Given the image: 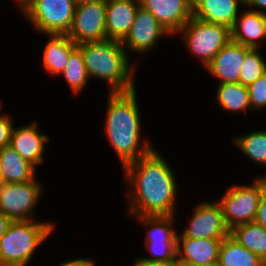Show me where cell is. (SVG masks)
<instances>
[{"mask_svg": "<svg viewBox=\"0 0 266 266\" xmlns=\"http://www.w3.org/2000/svg\"><path fill=\"white\" fill-rule=\"evenodd\" d=\"M244 5L249 9L266 13V0H244Z\"/></svg>", "mask_w": 266, "mask_h": 266, "instance_id": "836d02e7", "label": "cell"}, {"mask_svg": "<svg viewBox=\"0 0 266 266\" xmlns=\"http://www.w3.org/2000/svg\"><path fill=\"white\" fill-rule=\"evenodd\" d=\"M14 119L13 117L0 118V149L10 143L12 128L16 125Z\"/></svg>", "mask_w": 266, "mask_h": 266, "instance_id": "f546056e", "label": "cell"}, {"mask_svg": "<svg viewBox=\"0 0 266 266\" xmlns=\"http://www.w3.org/2000/svg\"><path fill=\"white\" fill-rule=\"evenodd\" d=\"M196 266H220L218 262L216 263H211V264H206V265H196Z\"/></svg>", "mask_w": 266, "mask_h": 266, "instance_id": "74e56055", "label": "cell"}, {"mask_svg": "<svg viewBox=\"0 0 266 266\" xmlns=\"http://www.w3.org/2000/svg\"><path fill=\"white\" fill-rule=\"evenodd\" d=\"M32 0H13V6H17V12H20ZM19 10V11H18Z\"/></svg>", "mask_w": 266, "mask_h": 266, "instance_id": "d590c367", "label": "cell"}, {"mask_svg": "<svg viewBox=\"0 0 266 266\" xmlns=\"http://www.w3.org/2000/svg\"><path fill=\"white\" fill-rule=\"evenodd\" d=\"M44 183L37 176L23 183H1L0 212L11 221L41 220L36 211L43 200Z\"/></svg>", "mask_w": 266, "mask_h": 266, "instance_id": "ba28073f", "label": "cell"}, {"mask_svg": "<svg viewBox=\"0 0 266 266\" xmlns=\"http://www.w3.org/2000/svg\"><path fill=\"white\" fill-rule=\"evenodd\" d=\"M46 42L43 46L42 57L40 58L42 70L51 76H58L65 69L70 57V53L77 45L67 36V34H45Z\"/></svg>", "mask_w": 266, "mask_h": 266, "instance_id": "d6986e66", "label": "cell"}, {"mask_svg": "<svg viewBox=\"0 0 266 266\" xmlns=\"http://www.w3.org/2000/svg\"><path fill=\"white\" fill-rule=\"evenodd\" d=\"M249 183H234L224 189L225 193L215 198L220 204L229 230L233 227L255 222L261 197L266 191L264 176L252 177Z\"/></svg>", "mask_w": 266, "mask_h": 266, "instance_id": "5b68a950", "label": "cell"}, {"mask_svg": "<svg viewBox=\"0 0 266 266\" xmlns=\"http://www.w3.org/2000/svg\"><path fill=\"white\" fill-rule=\"evenodd\" d=\"M255 222L266 229V191L261 197Z\"/></svg>", "mask_w": 266, "mask_h": 266, "instance_id": "d6a6232c", "label": "cell"}, {"mask_svg": "<svg viewBox=\"0 0 266 266\" xmlns=\"http://www.w3.org/2000/svg\"><path fill=\"white\" fill-rule=\"evenodd\" d=\"M229 236L266 264V229L263 226L256 222L241 224L233 227Z\"/></svg>", "mask_w": 266, "mask_h": 266, "instance_id": "cb8c5ba5", "label": "cell"}, {"mask_svg": "<svg viewBox=\"0 0 266 266\" xmlns=\"http://www.w3.org/2000/svg\"><path fill=\"white\" fill-rule=\"evenodd\" d=\"M138 89L107 92L102 134L108 147L121 162V168L147 155L155 148L147 134L144 137ZM142 123V124H141ZM105 134V135H104Z\"/></svg>", "mask_w": 266, "mask_h": 266, "instance_id": "7a4b0ae2", "label": "cell"}, {"mask_svg": "<svg viewBox=\"0 0 266 266\" xmlns=\"http://www.w3.org/2000/svg\"><path fill=\"white\" fill-rule=\"evenodd\" d=\"M216 93H214V103H216L224 113L234 116L247 114L248 110L252 113L249 102V92L247 86L239 82L236 83H220L216 85Z\"/></svg>", "mask_w": 266, "mask_h": 266, "instance_id": "44dd1931", "label": "cell"}, {"mask_svg": "<svg viewBox=\"0 0 266 266\" xmlns=\"http://www.w3.org/2000/svg\"><path fill=\"white\" fill-rule=\"evenodd\" d=\"M167 37L173 38L150 12L140 6L130 32L121 43L128 56L139 66L143 61L140 58L153 53L161 40Z\"/></svg>", "mask_w": 266, "mask_h": 266, "instance_id": "9c48e42d", "label": "cell"}, {"mask_svg": "<svg viewBox=\"0 0 266 266\" xmlns=\"http://www.w3.org/2000/svg\"><path fill=\"white\" fill-rule=\"evenodd\" d=\"M30 163L23 159L11 146L0 149L1 183H23L38 176Z\"/></svg>", "mask_w": 266, "mask_h": 266, "instance_id": "7402d4cb", "label": "cell"}, {"mask_svg": "<svg viewBox=\"0 0 266 266\" xmlns=\"http://www.w3.org/2000/svg\"><path fill=\"white\" fill-rule=\"evenodd\" d=\"M139 0H106L107 39L122 42L134 23Z\"/></svg>", "mask_w": 266, "mask_h": 266, "instance_id": "e0dca14e", "label": "cell"}, {"mask_svg": "<svg viewBox=\"0 0 266 266\" xmlns=\"http://www.w3.org/2000/svg\"><path fill=\"white\" fill-rule=\"evenodd\" d=\"M193 59L205 69L214 56L231 40L227 26L205 22L192 17L175 35Z\"/></svg>", "mask_w": 266, "mask_h": 266, "instance_id": "8992f818", "label": "cell"}, {"mask_svg": "<svg viewBox=\"0 0 266 266\" xmlns=\"http://www.w3.org/2000/svg\"><path fill=\"white\" fill-rule=\"evenodd\" d=\"M40 122L33 119L29 124L17 125L12 128L10 143L11 146L23 159L30 163L36 170L42 166L46 158V145L51 137L43 133Z\"/></svg>", "mask_w": 266, "mask_h": 266, "instance_id": "7c38bea8", "label": "cell"}, {"mask_svg": "<svg viewBox=\"0 0 266 266\" xmlns=\"http://www.w3.org/2000/svg\"><path fill=\"white\" fill-rule=\"evenodd\" d=\"M59 77H62L72 96H78L82 94L85 88L90 85V78L87 74L85 63L83 60L81 50L76 47L71 53L68 59L67 66L61 72Z\"/></svg>", "mask_w": 266, "mask_h": 266, "instance_id": "484cf974", "label": "cell"}, {"mask_svg": "<svg viewBox=\"0 0 266 266\" xmlns=\"http://www.w3.org/2000/svg\"><path fill=\"white\" fill-rule=\"evenodd\" d=\"M231 40L251 49L266 50L264 14L244 7L230 29Z\"/></svg>", "mask_w": 266, "mask_h": 266, "instance_id": "2e32d148", "label": "cell"}, {"mask_svg": "<svg viewBox=\"0 0 266 266\" xmlns=\"http://www.w3.org/2000/svg\"><path fill=\"white\" fill-rule=\"evenodd\" d=\"M249 102L252 112L259 113L266 110V73L260 76L248 87Z\"/></svg>", "mask_w": 266, "mask_h": 266, "instance_id": "f1b7e54d", "label": "cell"}, {"mask_svg": "<svg viewBox=\"0 0 266 266\" xmlns=\"http://www.w3.org/2000/svg\"><path fill=\"white\" fill-rule=\"evenodd\" d=\"M67 36L76 45L107 40L106 0L77 3Z\"/></svg>", "mask_w": 266, "mask_h": 266, "instance_id": "8fae6325", "label": "cell"}, {"mask_svg": "<svg viewBox=\"0 0 266 266\" xmlns=\"http://www.w3.org/2000/svg\"><path fill=\"white\" fill-rule=\"evenodd\" d=\"M205 199L197 200L198 203L195 202L193 211L191 210V214L189 212L187 214L189 215L187 222L183 223L187 225L178 229L177 237L210 239L226 238L230 235L220 204L216 199L214 202L212 199H208V196Z\"/></svg>", "mask_w": 266, "mask_h": 266, "instance_id": "30bf717a", "label": "cell"}, {"mask_svg": "<svg viewBox=\"0 0 266 266\" xmlns=\"http://www.w3.org/2000/svg\"><path fill=\"white\" fill-rule=\"evenodd\" d=\"M76 4L75 0H32L19 13L39 36L67 34Z\"/></svg>", "mask_w": 266, "mask_h": 266, "instance_id": "52a82bcc", "label": "cell"}, {"mask_svg": "<svg viewBox=\"0 0 266 266\" xmlns=\"http://www.w3.org/2000/svg\"><path fill=\"white\" fill-rule=\"evenodd\" d=\"M131 266H180L177 262H157L150 261L140 257L139 255L131 262Z\"/></svg>", "mask_w": 266, "mask_h": 266, "instance_id": "1f68e13d", "label": "cell"}, {"mask_svg": "<svg viewBox=\"0 0 266 266\" xmlns=\"http://www.w3.org/2000/svg\"><path fill=\"white\" fill-rule=\"evenodd\" d=\"M251 48L230 40L205 68L217 84L239 82L240 71L246 53ZM219 82V83H218Z\"/></svg>", "mask_w": 266, "mask_h": 266, "instance_id": "5bb4252c", "label": "cell"}, {"mask_svg": "<svg viewBox=\"0 0 266 266\" xmlns=\"http://www.w3.org/2000/svg\"><path fill=\"white\" fill-rule=\"evenodd\" d=\"M10 222L11 220L7 216H5L3 213L0 212V238L6 232Z\"/></svg>", "mask_w": 266, "mask_h": 266, "instance_id": "e575fe53", "label": "cell"}, {"mask_svg": "<svg viewBox=\"0 0 266 266\" xmlns=\"http://www.w3.org/2000/svg\"><path fill=\"white\" fill-rule=\"evenodd\" d=\"M56 223L44 219L11 221L0 238V266L31 265L36 251L57 231Z\"/></svg>", "mask_w": 266, "mask_h": 266, "instance_id": "277c9868", "label": "cell"}, {"mask_svg": "<svg viewBox=\"0 0 266 266\" xmlns=\"http://www.w3.org/2000/svg\"><path fill=\"white\" fill-rule=\"evenodd\" d=\"M81 50L90 81L106 83L108 92L134 90L138 66L127 54L120 41L104 40L77 45Z\"/></svg>", "mask_w": 266, "mask_h": 266, "instance_id": "3957f363", "label": "cell"}, {"mask_svg": "<svg viewBox=\"0 0 266 266\" xmlns=\"http://www.w3.org/2000/svg\"><path fill=\"white\" fill-rule=\"evenodd\" d=\"M56 266H97L98 263L94 258L89 257H73L72 259L68 258L65 261L57 262ZM97 263V264H96Z\"/></svg>", "mask_w": 266, "mask_h": 266, "instance_id": "4dcf8cb0", "label": "cell"}, {"mask_svg": "<svg viewBox=\"0 0 266 266\" xmlns=\"http://www.w3.org/2000/svg\"><path fill=\"white\" fill-rule=\"evenodd\" d=\"M157 150L154 148L121 170L127 186V216H170L179 211V175L165 153Z\"/></svg>", "mask_w": 266, "mask_h": 266, "instance_id": "6da1fadb", "label": "cell"}, {"mask_svg": "<svg viewBox=\"0 0 266 266\" xmlns=\"http://www.w3.org/2000/svg\"><path fill=\"white\" fill-rule=\"evenodd\" d=\"M2 99H0V118L1 117H14L13 116V114H11V113H8V112H3L2 111V109H3V105H5L4 103H3V101H1ZM3 112V113H2ZM8 113V114H7Z\"/></svg>", "mask_w": 266, "mask_h": 266, "instance_id": "8d00e7d4", "label": "cell"}, {"mask_svg": "<svg viewBox=\"0 0 266 266\" xmlns=\"http://www.w3.org/2000/svg\"><path fill=\"white\" fill-rule=\"evenodd\" d=\"M143 243L145 252H148L149 254H140V257L157 262H177V241H154Z\"/></svg>", "mask_w": 266, "mask_h": 266, "instance_id": "83f0119b", "label": "cell"}, {"mask_svg": "<svg viewBox=\"0 0 266 266\" xmlns=\"http://www.w3.org/2000/svg\"><path fill=\"white\" fill-rule=\"evenodd\" d=\"M170 215V216H128L127 218L143 228L145 237L143 242L154 241H177V223L186 222L184 216ZM179 217V218H178ZM183 217V218H182Z\"/></svg>", "mask_w": 266, "mask_h": 266, "instance_id": "ffe728a7", "label": "cell"}, {"mask_svg": "<svg viewBox=\"0 0 266 266\" xmlns=\"http://www.w3.org/2000/svg\"><path fill=\"white\" fill-rule=\"evenodd\" d=\"M85 1H92V0H75L76 3H81V2H85Z\"/></svg>", "mask_w": 266, "mask_h": 266, "instance_id": "f35d334b", "label": "cell"}, {"mask_svg": "<svg viewBox=\"0 0 266 266\" xmlns=\"http://www.w3.org/2000/svg\"><path fill=\"white\" fill-rule=\"evenodd\" d=\"M244 7V0H193V17L231 29Z\"/></svg>", "mask_w": 266, "mask_h": 266, "instance_id": "ac0fdd59", "label": "cell"}, {"mask_svg": "<svg viewBox=\"0 0 266 266\" xmlns=\"http://www.w3.org/2000/svg\"><path fill=\"white\" fill-rule=\"evenodd\" d=\"M262 49H250L245 57L240 71L239 83L249 86L266 73V57Z\"/></svg>", "mask_w": 266, "mask_h": 266, "instance_id": "4316f807", "label": "cell"}, {"mask_svg": "<svg viewBox=\"0 0 266 266\" xmlns=\"http://www.w3.org/2000/svg\"><path fill=\"white\" fill-rule=\"evenodd\" d=\"M223 239L177 237V263L180 266H196L218 262L219 249Z\"/></svg>", "mask_w": 266, "mask_h": 266, "instance_id": "9a60e30c", "label": "cell"}, {"mask_svg": "<svg viewBox=\"0 0 266 266\" xmlns=\"http://www.w3.org/2000/svg\"><path fill=\"white\" fill-rule=\"evenodd\" d=\"M139 3L172 36L193 17V0H139Z\"/></svg>", "mask_w": 266, "mask_h": 266, "instance_id": "4fadbf2b", "label": "cell"}, {"mask_svg": "<svg viewBox=\"0 0 266 266\" xmlns=\"http://www.w3.org/2000/svg\"><path fill=\"white\" fill-rule=\"evenodd\" d=\"M264 20H265V26H266V13H264Z\"/></svg>", "mask_w": 266, "mask_h": 266, "instance_id": "ab89813d", "label": "cell"}, {"mask_svg": "<svg viewBox=\"0 0 266 266\" xmlns=\"http://www.w3.org/2000/svg\"><path fill=\"white\" fill-rule=\"evenodd\" d=\"M231 146L236 148L246 159L250 160L252 164H255V169L266 168V129L256 128L255 131L246 132L245 134H235L231 136ZM257 166V167H256ZM256 176H265L266 171Z\"/></svg>", "mask_w": 266, "mask_h": 266, "instance_id": "603a6c76", "label": "cell"}, {"mask_svg": "<svg viewBox=\"0 0 266 266\" xmlns=\"http://www.w3.org/2000/svg\"><path fill=\"white\" fill-rule=\"evenodd\" d=\"M218 263L220 266H266L256 254L230 236L224 238L220 245Z\"/></svg>", "mask_w": 266, "mask_h": 266, "instance_id": "d4e9b609", "label": "cell"}]
</instances>
